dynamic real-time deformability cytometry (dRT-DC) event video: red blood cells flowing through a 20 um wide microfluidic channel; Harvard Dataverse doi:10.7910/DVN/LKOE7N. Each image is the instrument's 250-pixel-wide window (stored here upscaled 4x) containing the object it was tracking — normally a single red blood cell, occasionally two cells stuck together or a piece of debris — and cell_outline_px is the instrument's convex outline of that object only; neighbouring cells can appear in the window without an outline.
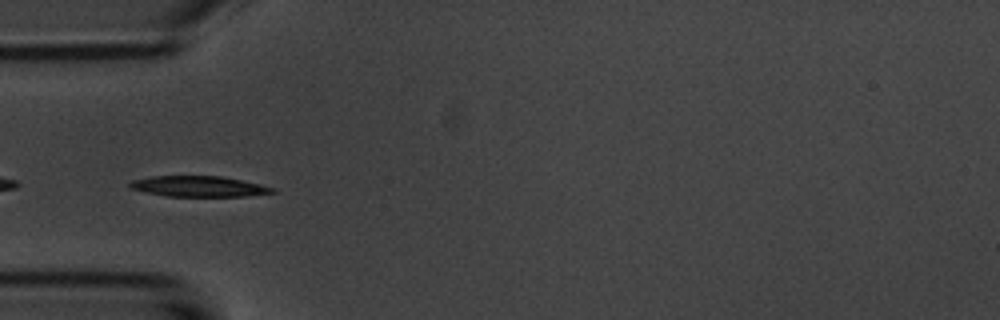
{"species": "common noctule bat (a hibernating species)", "species_latin": "Nyctalus noctula", "temperature_condition": "room temperature", "stored_images_in_passage": 54, "segment_of_instrument_passage": [2, 2], "camera_frame_rate_fps": 3000, "um_per_image_px": 0.085, "animal": {"sex": "male", "body_mass_g": 20.1, "forearm_length_mm": 53.5}, "frame": {"image": 1, "passage_image": 17, "time_ms": 5.333, "image_size_px": [1000, 320], "cell_outline_px": [[276, 192], [248, 196], [164, 196], [128, 188], [128, 184], [132, 180], [152, 176], [220, 176], [260, 184], [276, 188]], "centroid_in_image_um": [16.88, 15.84], "position_along_channel_um": 68.1, "area_um2": 17.17}}
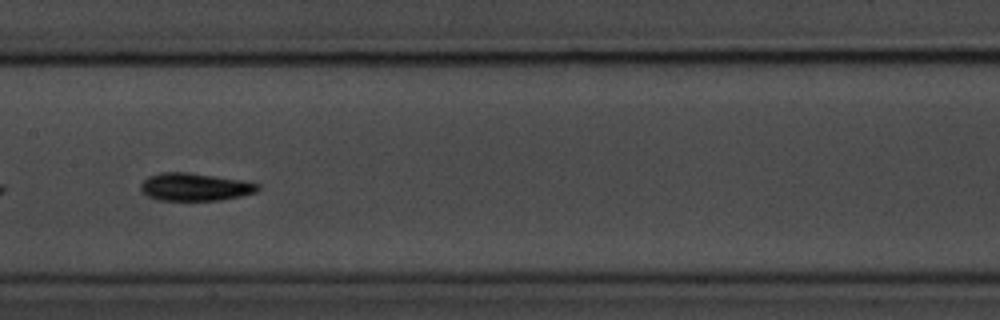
{"frame": {"image": 2, "passage_image": 27, "time_ms": 8.667, "image_size_px": [1000, 320], "cell_outline_px": [[260, 188], [256, 192], [240, 196], [220, 200], [156, 200], [148, 196], [140, 188], [140, 184], [148, 176], [160, 172], [188, 172], [248, 180], [260, 184]], "centroid_in_image_um": [16.6, 15.87], "position_along_channel_um": 190.8, "area_um2": 19.19}}
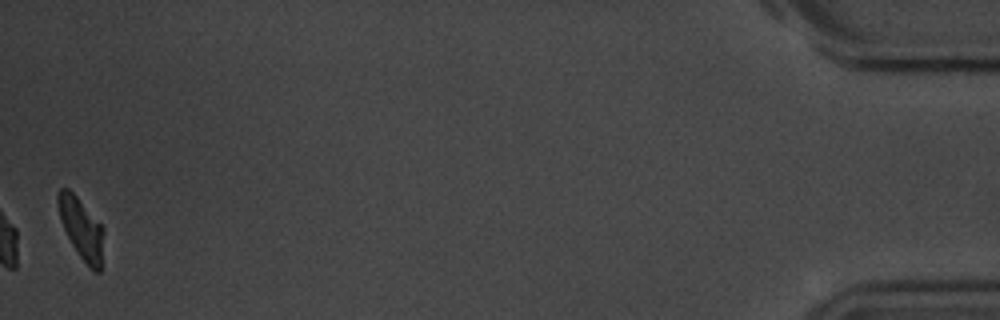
{"frame": {"image": 3, "passage_image": 54, "time_ms": 17.667, "image_size_px": [1000, 320], "cell_outline_px": [[104, 232], [100, 272], [96, 272], [88, 268], [72, 244], [60, 220], [56, 204], [56, 196], [60, 188], [68, 188], [76, 196], [104, 228]], "centroid_in_image_um": [6.9, 19.42], "position_along_channel_um": 428.3, "area_um2": 16.18}}